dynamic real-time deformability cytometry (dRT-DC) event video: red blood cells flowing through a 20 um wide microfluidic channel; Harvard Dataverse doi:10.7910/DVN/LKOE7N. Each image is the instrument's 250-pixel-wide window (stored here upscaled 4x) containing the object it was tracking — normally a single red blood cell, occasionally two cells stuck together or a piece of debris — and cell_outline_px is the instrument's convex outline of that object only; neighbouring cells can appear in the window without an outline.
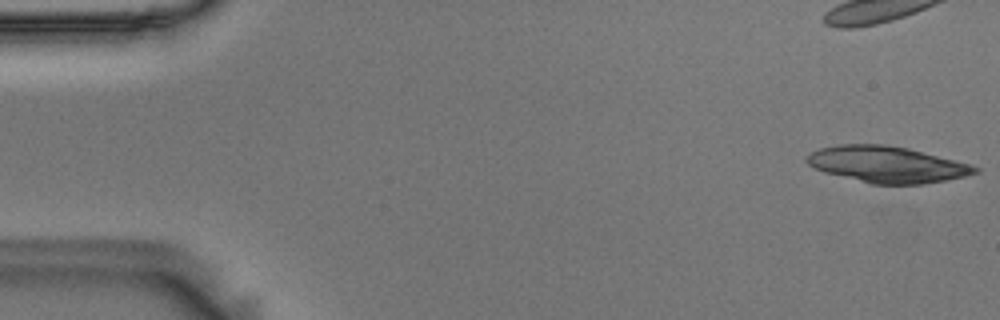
{"species": "Egyptian fruit bat (a non-hibernating species)", "species_latin": "Rousettus aegyptiacus", "temperature_condition": "room temperature", "stored_images_in_passage": 55, "camera_frame_rate_fps": 3000, "um_per_image_px": 0.085, "animal": {"sex": "male"}, "frame": {"image": 1, "passage_image": 1, "time_ms": 0.0, "image_size_px": [1000, 320], "cell_outline_px": [[980, 172], [964, 176], [924, 184], [872, 184], [824, 172], [808, 164], [804, 160], [812, 152], [820, 148], [836, 144], [884, 144], [908, 148], [972, 164], [980, 168]], "centroid_in_image_um": [75.41, 13.97], "position_along_channel_um": 9.6, "area_um2": 35.55}, "authors_computed_cell_mechanics": {"area_um2": 23.0044, "velocity_mm_per_s": 3.6128, "shape_relaxation_time_tau1_ms": null, "shape_relaxation_time_tau2_ms": 2.8272, "deformation_change_tau1": null, "deformation_change_tau2": 0.1056}}